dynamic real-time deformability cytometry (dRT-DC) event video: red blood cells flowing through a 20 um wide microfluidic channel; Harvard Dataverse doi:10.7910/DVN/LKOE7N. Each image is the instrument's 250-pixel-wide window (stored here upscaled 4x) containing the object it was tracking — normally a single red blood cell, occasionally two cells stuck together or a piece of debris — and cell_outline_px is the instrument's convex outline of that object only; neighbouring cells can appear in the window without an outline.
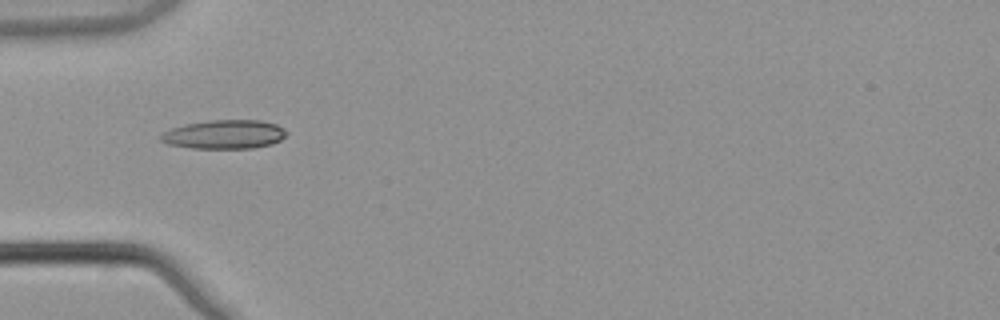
{"species": "common noctule bat (a hibernating species)", "species_latin": "Nyctalus noctula", "temperature_condition": "warm", "stored_images_in_passage": 6, "camera_frame_rate_fps": 3000, "um_per_image_px": 0.085, "animal": {"sex": "male", "body_mass_g": 21.5, "forearm_length_mm": 52.0}, "frame": {"image": 1, "passage_image": 5, "time_ms": 1.333, "image_size_px": [1000, 320], "cell_outline_px": [[288, 132], [280, 140], [272, 144], [252, 148], [192, 148], [168, 144], [160, 140], [160, 136], [164, 132], [172, 128], [184, 124], [208, 120], [260, 120], [276, 124]], "centroid_in_image_um": [19.07, 11.42], "position_along_channel_um": 65.9, "area_um2": 21.1}}
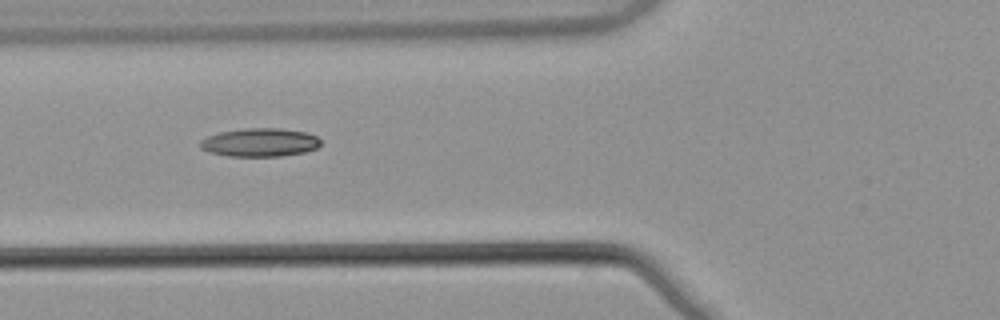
{"frame": {"image": 2, "passage_image": 6, "time_ms": 1.667, "image_size_px": [1000, 320], "cell_outline_px": [[320, 144], [316, 148], [304, 152], [280, 156], [228, 156], [208, 152], [200, 148], [200, 140], [208, 136], [220, 132], [244, 128], [280, 128], [308, 132], [316, 136], [320, 140]], "centroid_in_image_um": [22.08, 12.1], "position_along_channel_um": 103.7, "area_um2": 20.0}}